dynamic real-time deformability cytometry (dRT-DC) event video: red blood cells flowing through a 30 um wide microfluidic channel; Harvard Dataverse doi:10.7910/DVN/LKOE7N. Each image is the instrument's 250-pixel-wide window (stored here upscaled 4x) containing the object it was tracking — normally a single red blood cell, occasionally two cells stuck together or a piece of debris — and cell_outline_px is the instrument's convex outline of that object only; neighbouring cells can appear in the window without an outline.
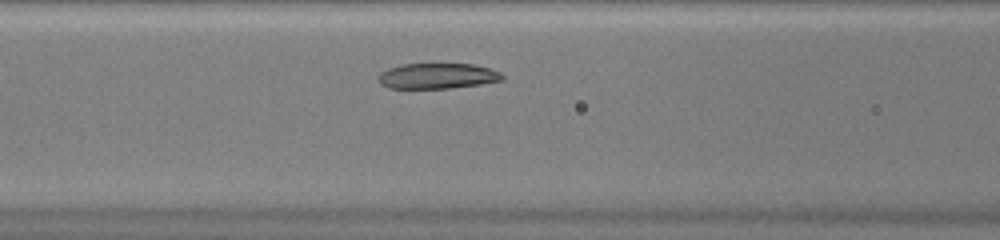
{"species": "common noctule bat (a hibernating species)", "species_latin": "Nyctalus noctula", "temperature_condition": "warm", "stored_images_in_passage": 29, "camera_frame_rate_fps": 3000, "um_per_image_px": 0.085, "animal": {"sex": "female", "body_mass_g": 20.0, "forearm_length_mm": 54.0}, "frame": {"image": 1, "passage_image": 8, "time_ms": 2.333, "image_size_px": [1000, 240], "cell_outline_px": [[504, 80], [480, 84], [452, 88], [388, 88], [380, 84], [380, 72], [388, 68], [404, 64], [472, 64], [488, 68], [500, 72], [504, 76]], "centroid_in_image_um": [37.2, 6.46], "position_along_channel_um": 129.4, "area_um2": 18.32}}
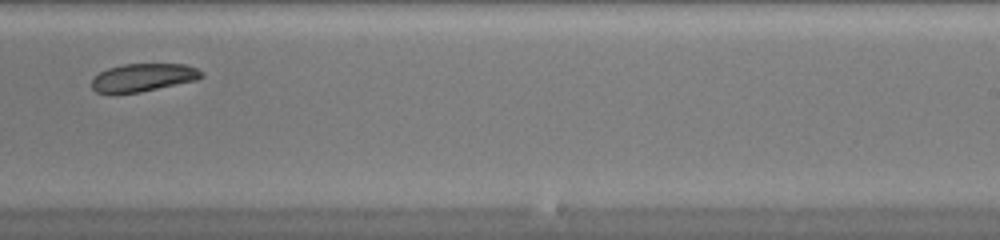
{"frame": {"image": 2, "passage_image": 19, "time_ms": 6.0, "image_size_px": [1000, 240], "cell_outline_px": [[204, 76], [196, 80], [140, 92], [112, 96], [108, 96], [96, 92], [92, 88], [92, 80], [100, 72], [108, 68], [124, 64], [184, 64], [196, 68], [204, 72]], "centroid_in_image_um": [12.12, 6.62], "position_along_channel_um": 276.9, "area_um2": 18.26}}
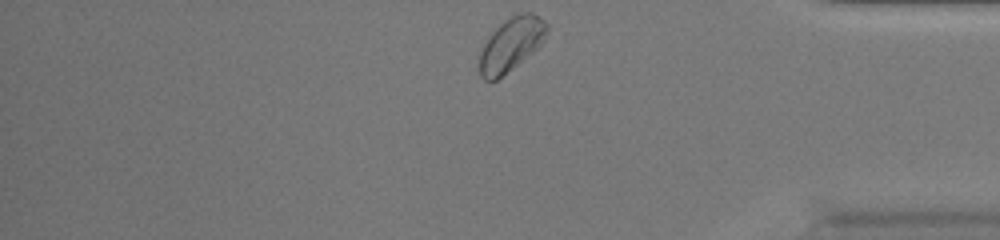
{"frame": {"image": 3, "passage_image": 29, "time_ms": 9.333, "image_size_px": [1000, 240], "cell_outline_px": [[548, 28], [544, 40], [532, 52], [496, 80], [484, 80], [480, 76], [480, 52], [484, 44], [492, 32], [504, 20], [520, 12], [532, 12], [540, 16], [548, 24]], "centroid_in_image_um": [43.46, 3.73], "position_along_channel_um": 391.7, "area_um2": 20.63}, "authors_computed_cell_mechanics": {"area_um2": 18.7272, "velocity_mm_per_s": 4.0354, "shape_relaxation_time_tau1_ms": 9.5906, "shape_relaxation_time_tau2_ms": null, "deformation_change_tau1": 0.1667, "deformation_change_tau2": null}}